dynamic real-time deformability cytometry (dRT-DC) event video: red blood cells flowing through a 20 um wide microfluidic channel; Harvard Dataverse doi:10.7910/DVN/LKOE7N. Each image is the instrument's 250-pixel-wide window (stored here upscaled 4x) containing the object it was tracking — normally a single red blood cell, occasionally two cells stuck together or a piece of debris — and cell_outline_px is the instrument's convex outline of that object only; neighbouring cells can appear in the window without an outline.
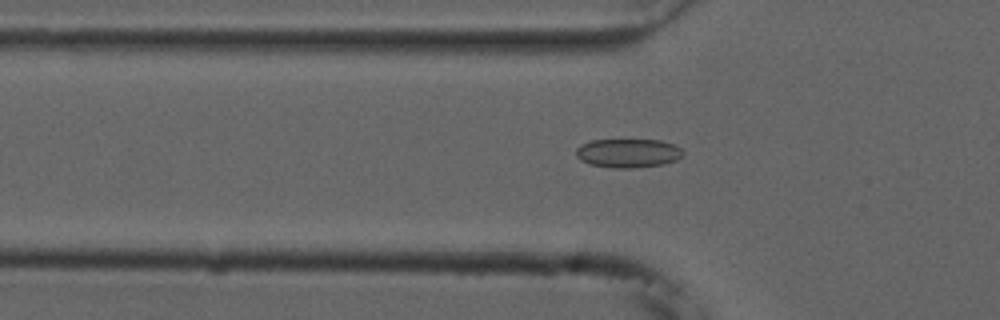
{"species": "common noctule bat (a hibernating species)", "species_latin": "Nyctalus noctula", "temperature_condition": "cold", "stored_images_in_passage": 40, "camera_frame_rate_fps": 3000, "um_per_image_px": 0.085, "animal": {"sex": "male", "forearm_length_mm": 52.5}, "frame": {"image": 1, "passage_image": 3, "time_ms": 0.667, "image_size_px": [1000, 320], "cell_outline_px": [[684, 152], [676, 160], [664, 164], [632, 168], [612, 168], [588, 164], [580, 160], [576, 156], [576, 148], [580, 144], [592, 140], [660, 140], [672, 144], [680, 148]], "centroid_in_image_um": [53.34, 13.02], "position_along_channel_um": 72.5, "area_um2": 18.03}}
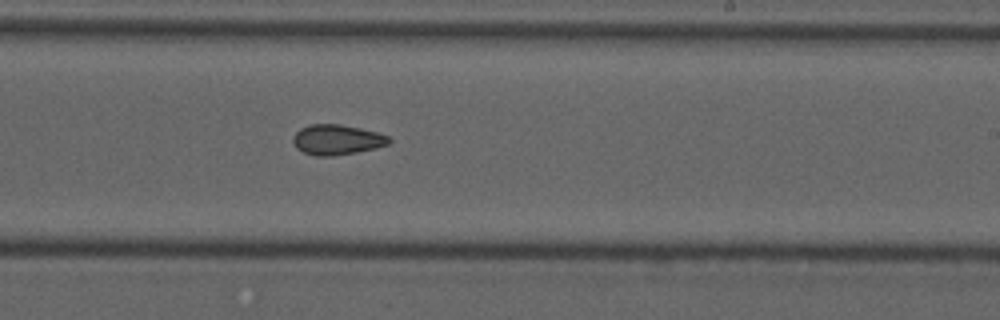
{"frame": {"image": 2, "passage_image": 18, "time_ms": 5.667, "image_size_px": [1000, 320], "cell_outline_px": [[392, 140], [388, 144], [376, 148], [356, 152], [332, 156], [316, 156], [304, 152], [296, 148], [292, 140], [292, 136], [300, 128], [308, 124], [340, 124], [360, 128], [376, 132], [388, 136]], "centroid_in_image_um": [28.61, 11.87], "position_along_channel_um": 260.4, "area_um2": 16.94}}
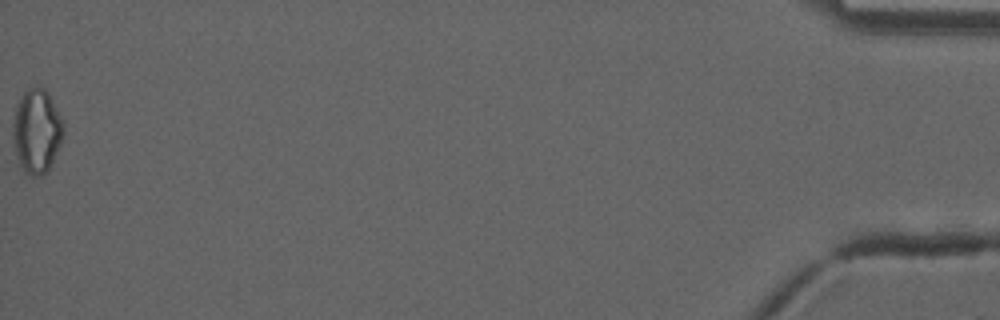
{"frame": {"image": 3, "passage_image": 40, "time_ms": 13.0, "image_size_px": [1000, 320], "cell_outline_px": [[64, 132], [60, 144], [52, 164], [40, 176], [32, 176], [24, 172], [20, 164], [16, 152], [12, 132], [12, 124], [16, 108], [24, 92], [28, 88], [44, 88], [48, 92], [64, 120]], "centroid_in_image_um": [3.14, 11.14], "position_along_channel_um": 432.1, "area_um2": 24.62}, "authors_computed_cell_mechanics": {"area_um2": 17.0221, "velocity_mm_per_s": 3.7498, "shape_relaxation_time_tau1_ms": null, "shape_relaxation_time_tau2_ms": 1.8414, "deformation_change_tau1": null, "deformation_change_tau2": 0.05}}